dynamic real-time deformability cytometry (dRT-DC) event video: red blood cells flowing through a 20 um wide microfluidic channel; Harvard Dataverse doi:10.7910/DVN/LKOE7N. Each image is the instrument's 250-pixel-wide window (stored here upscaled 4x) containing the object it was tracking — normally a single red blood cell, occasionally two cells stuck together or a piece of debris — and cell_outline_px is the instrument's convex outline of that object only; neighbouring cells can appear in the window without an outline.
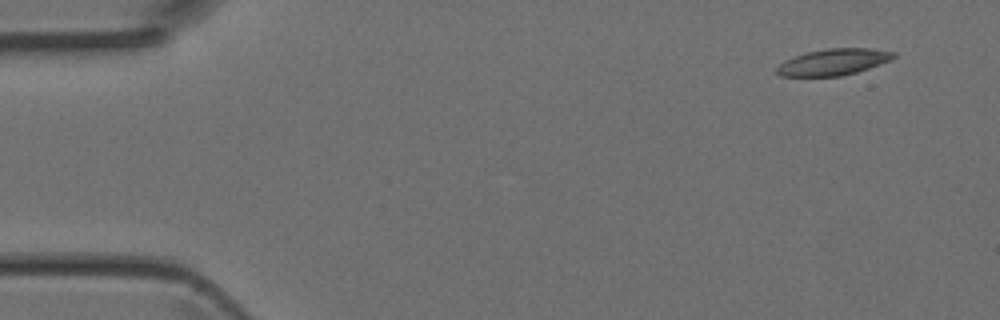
{"species": "Egyptian fruit bat (a non-hibernating species)", "species_latin": "Rousettus aegyptiacus", "temperature_condition": "room temperature", "stored_images_in_passage": 3, "camera_frame_rate_fps": 3000, "um_per_image_px": 0.085, "animal": {"sex": "female"}, "frame": {"image": 1, "passage_image": 1, "time_ms": 0.0, "image_size_px": [1000, 320], "cell_outline_px": [[896, 56], [888, 60], [868, 68], [856, 72], [840, 76], [780, 76], [776, 72], [776, 68], [784, 60], [808, 52], [828, 48], [872, 48], [896, 52]], "centroid_in_image_um": [70.83, 5.26], "position_along_channel_um": 14.2, "area_um2": 17.74}}
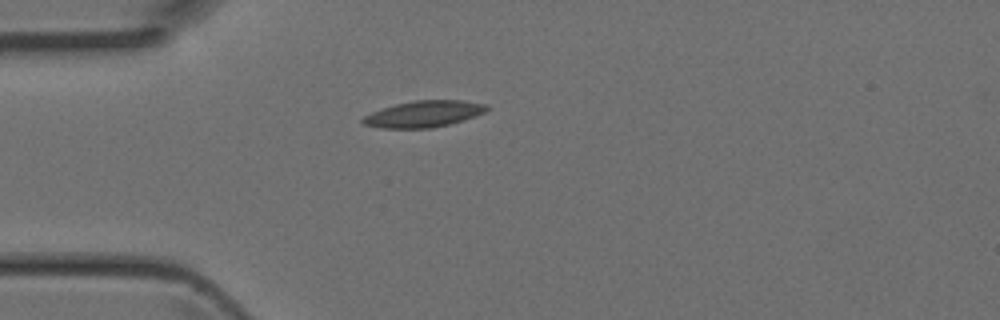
{"frame": {"image": 2, "passage_image": 3, "time_ms": 0.667, "image_size_px": [1000, 320], "cell_outline_px": [[488, 108], [484, 112], [476, 116], [464, 120], [432, 128], [384, 128], [364, 124], [360, 120], [364, 116], [372, 112], [396, 104], [416, 100], [460, 100], [488, 104]], "centroid_in_image_um": [36.05, 9.68], "position_along_channel_um": 49.0, "area_um2": 18.9}}